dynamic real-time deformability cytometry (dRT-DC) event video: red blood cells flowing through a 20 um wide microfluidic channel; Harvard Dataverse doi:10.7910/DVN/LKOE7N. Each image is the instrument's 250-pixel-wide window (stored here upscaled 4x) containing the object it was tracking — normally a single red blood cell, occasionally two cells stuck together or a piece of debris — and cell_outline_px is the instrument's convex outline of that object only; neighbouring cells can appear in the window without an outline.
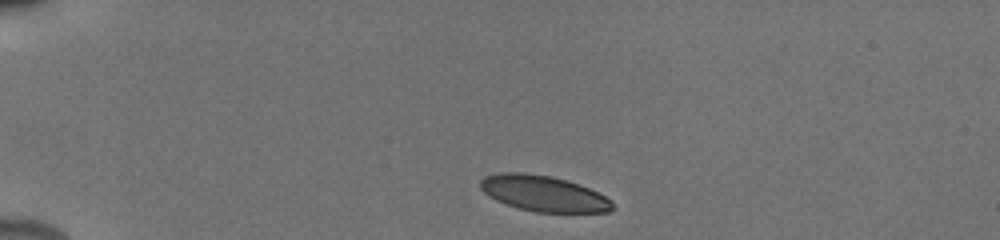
{"species": "human", "species_latin": "Homo sapiens", "temperature_condition": "cold", "stored_images_in_passage": 4, "camera_frame_rate_fps": 3000, "um_per_image_px": 0.085, "donor": {"sex": "male"}, "frame": {"image": 1, "passage_image": 1, "time_ms": 0.0, "image_size_px": [1000, 240], "cell_outline_px": [[616, 208], [608, 212], [536, 212], [520, 208], [496, 200], [484, 192], [480, 188], [480, 180], [484, 176], [500, 172], [524, 172], [552, 176], [580, 184], [604, 196]], "centroid_in_image_um": [46.18, 16.43], "position_along_channel_um": 38.8, "area_um2": 27.4}}
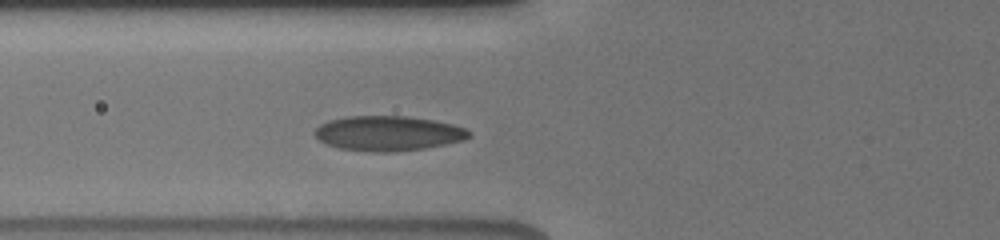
{"frame": {"image": 2, "passage_image": 4, "time_ms": 3.0, "image_size_px": [1000, 240], "cell_outline_px": [[472, 136], [464, 140], [424, 148], [396, 152], [372, 152], [340, 148], [328, 144], [320, 140], [312, 132], [320, 124], [328, 120], [344, 116], [404, 116], [432, 120], [452, 124], [468, 128], [472, 132]], "centroid_in_image_um": [33.01, 11.33], "position_along_channel_um": 92.8, "area_um2": 31.5}}